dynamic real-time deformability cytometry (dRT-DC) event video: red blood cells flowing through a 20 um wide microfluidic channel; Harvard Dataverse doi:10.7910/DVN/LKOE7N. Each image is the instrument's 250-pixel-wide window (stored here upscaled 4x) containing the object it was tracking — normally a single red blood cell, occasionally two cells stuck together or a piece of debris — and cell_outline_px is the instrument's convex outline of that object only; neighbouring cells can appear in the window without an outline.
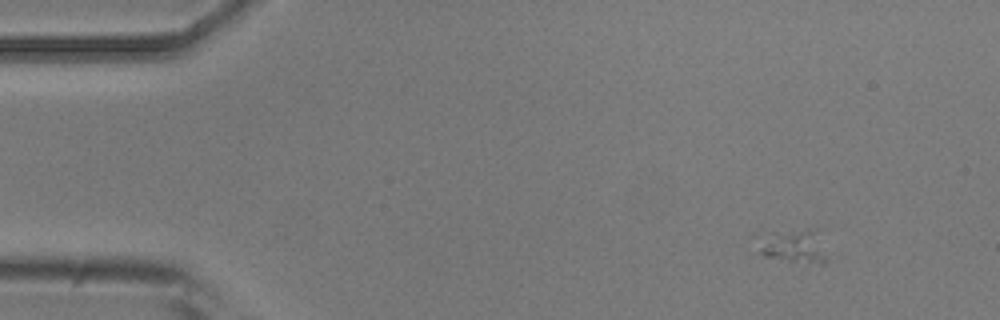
{"species": "common noctule bat (a hibernating species)", "species_latin": "Nyctalus noctula", "temperature_condition": "room temperature", "stored_images_in_passage": 5, "camera_frame_rate_fps": 3000, "um_per_image_px": 0.085, "animal": {"sex": "male", "body_mass_g": 20.5, "forearm_length_mm": 52.5}, "frame": {"image": 1, "passage_image": 1, "time_ms": 0.0, "image_size_px": [1000, 320], "cell_outline_px": [[824, 264], [820, 264], [788, 260], [764, 256], [760, 252], [748, 236], [772, 232], [812, 232], [824, 256]], "centroid_in_image_um": [67.11, 20.95], "position_along_channel_um": 17.9, "area_um2": 12.66}}